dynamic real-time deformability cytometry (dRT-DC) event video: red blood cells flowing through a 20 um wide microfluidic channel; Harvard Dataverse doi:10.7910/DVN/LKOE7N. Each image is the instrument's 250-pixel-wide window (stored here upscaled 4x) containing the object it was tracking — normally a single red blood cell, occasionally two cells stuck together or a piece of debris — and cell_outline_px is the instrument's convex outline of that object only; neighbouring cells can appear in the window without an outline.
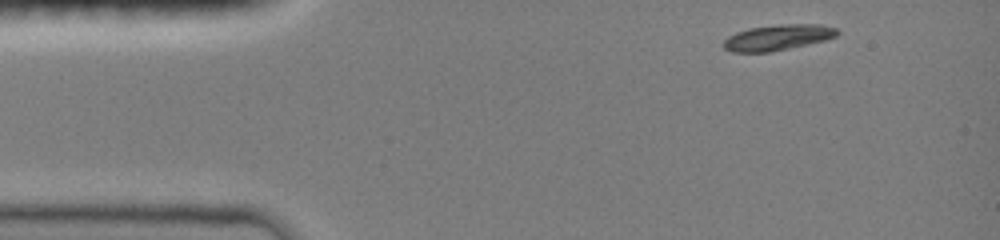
{"species": "common noctule bat (a hibernating species)", "species_latin": "Nyctalus noctula", "temperature_condition": "room temperature", "stored_images_in_passage": 41, "camera_frame_rate_fps": 3000, "um_per_image_px": 0.085, "animal": {"sex": "female", "body_mass_g": 19.0, "forearm_length_mm": 51.5}, "frame": {"image": 1, "passage_image": 1, "time_ms": 0.0, "image_size_px": [1000, 240], "cell_outline_px": [[840, 32], [836, 36], [824, 40], [772, 52], [732, 52], [724, 48], [724, 40], [728, 36], [736, 32], [748, 28], [780, 24], [820, 24], [836, 28]], "centroid_in_image_um": [66.1, 3.18], "position_along_channel_um": 18.9, "area_um2": 16.99}}
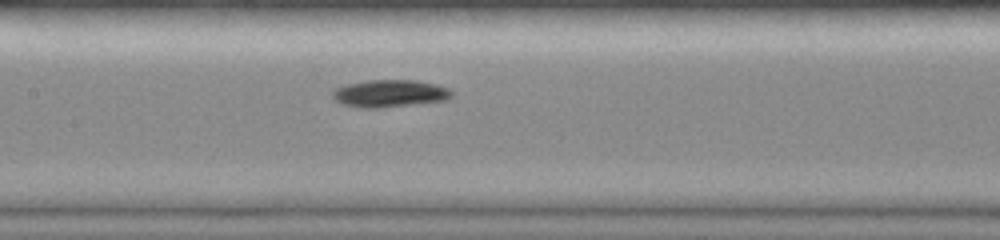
{"frame": {"image": 2, "passage_image": 18, "time_ms": 5.667, "image_size_px": [1000, 240], "cell_outline_px": [[452, 96], [448, 100], [384, 108], [360, 108], [340, 104], [332, 96], [332, 92], [336, 88], [348, 84], [368, 80], [416, 80], [436, 84], [452, 88]], "centroid_in_image_um": [33.17, 7.95], "position_along_channel_um": 174.2, "area_um2": 19.31}}
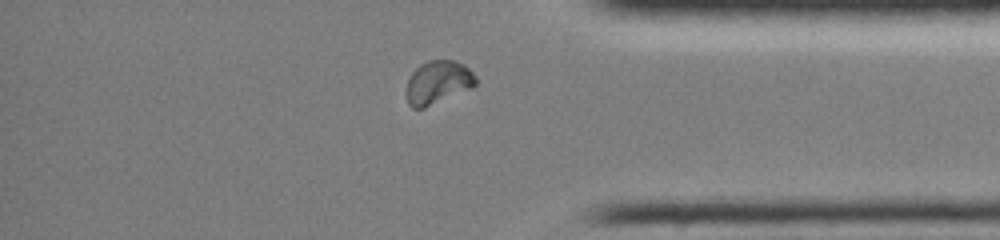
{"frame": {"image": 3, "passage_image": 35, "time_ms": 11.333, "image_size_px": [1000, 240], "cell_outline_px": [[476, 84], [472, 88], [424, 108], [412, 108], [408, 104], [408, 80], [412, 72], [420, 64], [428, 60], [456, 60], [464, 64], [476, 76]], "centroid_in_image_um": [37.25, 6.98], "position_along_channel_um": 397.9, "area_um2": 17.4}, "authors_computed_cell_mechanics": {"area_um2": 17.5712, "velocity_mm_per_s": 4.0375, "shape_relaxation_time_tau1_ms": 2.2534, "shape_relaxation_time_tau2_ms": null, "deformation_change_tau1": 0.1041, "deformation_change_tau2": null}}